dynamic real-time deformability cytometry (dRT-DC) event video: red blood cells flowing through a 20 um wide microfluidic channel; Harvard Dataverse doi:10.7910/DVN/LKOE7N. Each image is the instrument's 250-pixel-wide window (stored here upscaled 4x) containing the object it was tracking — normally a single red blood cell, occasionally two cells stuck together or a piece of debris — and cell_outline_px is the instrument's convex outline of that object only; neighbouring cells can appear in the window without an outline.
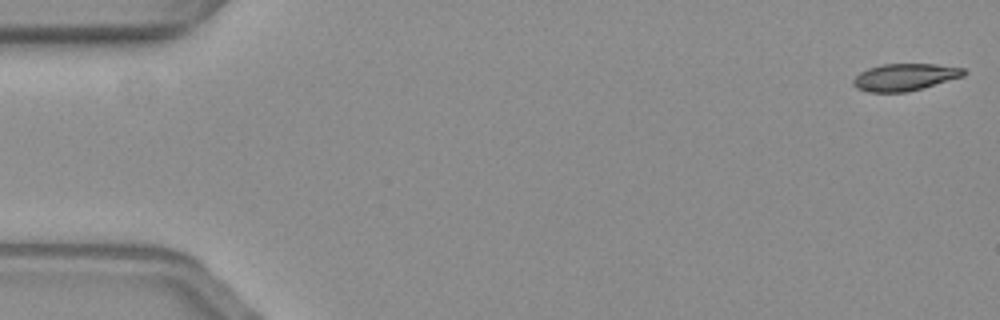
{"species": "common noctule bat (a hibernating species)", "species_latin": "Nyctalus noctula", "temperature_condition": "warm", "stored_images_in_passage": 9, "camera_frame_rate_fps": 3000, "um_per_image_px": 0.085, "animal": {"sex": "female", "body_mass_g": 19.3, "forearm_length_mm": 54.1}, "frame": {"image": 1, "passage_image": 1, "time_ms": 0.0, "image_size_px": [1000, 320], "cell_outline_px": [[968, 72], [964, 76], [908, 92], [868, 92], [856, 88], [852, 84], [852, 80], [860, 72], [868, 68], [880, 64], [936, 64], [964, 68]], "centroid_in_image_um": [76.9, 6.55], "position_along_channel_um": 8.1, "area_um2": 17.57}}
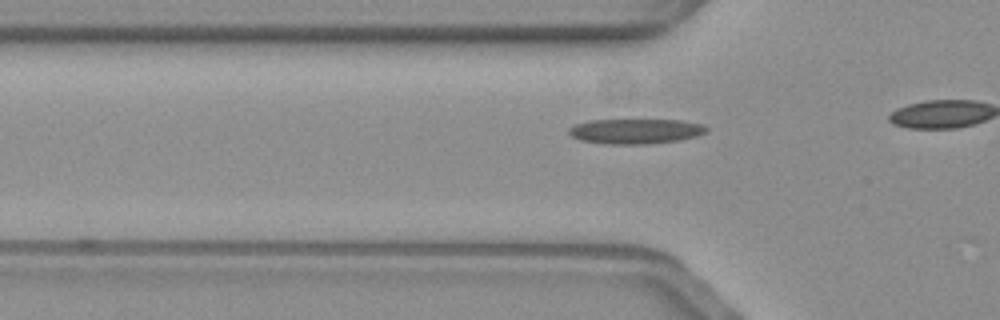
{"frame": {"image": 2, "passage_image": 6, "time_ms": 1.667, "image_size_px": [1000, 320], "cell_outline_px": [[708, 132], [696, 136], [680, 140], [644, 144], [608, 144], [580, 140], [572, 136], [568, 132], [568, 128], [576, 124], [588, 120], [680, 120], [704, 124], [708, 128]], "centroid_in_image_um": [54.04, 11.15], "position_along_channel_um": 71.8, "area_um2": 20.11}}